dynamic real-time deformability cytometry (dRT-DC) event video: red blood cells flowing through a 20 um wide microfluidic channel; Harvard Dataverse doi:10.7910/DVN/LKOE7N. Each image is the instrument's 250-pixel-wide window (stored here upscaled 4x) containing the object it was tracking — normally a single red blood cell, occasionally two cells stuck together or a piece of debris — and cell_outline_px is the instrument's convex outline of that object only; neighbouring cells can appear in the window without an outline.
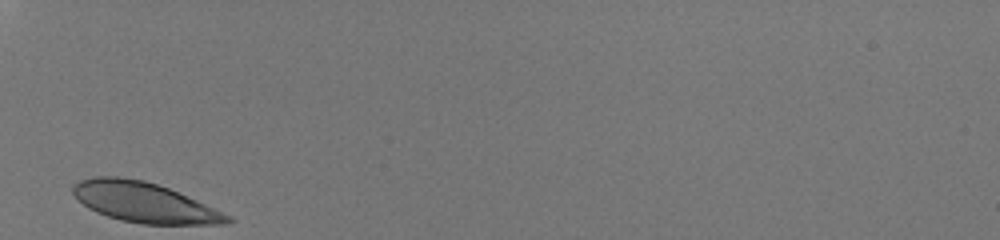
{"species": "human", "species_latin": "Homo sapiens", "temperature_condition": "room temperature", "stored_images_in_passage": 26, "camera_frame_rate_fps": 3000, "um_per_image_px": 0.085, "donor": {"sex": "male"}, "frame": {"image": 1, "passage_image": 1, "time_ms": 0.0, "image_size_px": [1000, 240], "cell_outline_px": [[236, 220], [224, 224], [140, 224], [120, 220], [96, 212], [88, 208], [72, 192], [72, 184], [80, 180], [92, 176], [116, 176], [144, 180], [168, 188], [196, 200], [232, 216]], "centroid_in_image_um": [12.25, 17.2], "position_along_channel_um": 72.8, "area_um2": 35.95}}
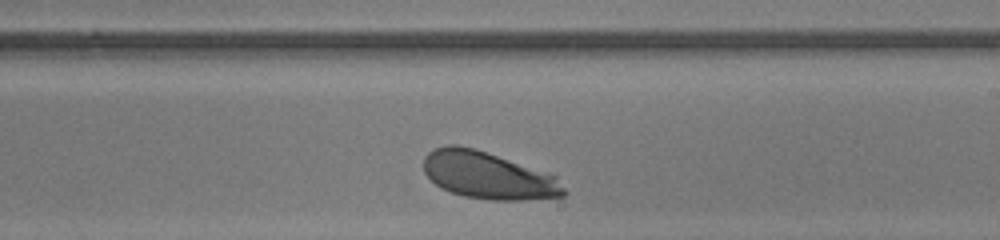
{"frame": {"image": 2, "passage_image": 15, "time_ms": 4.667, "image_size_px": [1000, 240], "cell_outline_px": [[568, 192], [564, 196], [524, 200], [488, 200], [464, 196], [440, 188], [424, 172], [424, 156], [428, 152], [436, 148], [448, 144], [456, 144], [472, 148], [556, 176]], "centroid_in_image_um": [41.47, 14.93], "position_along_channel_um": 247.5, "area_um2": 38.03}}
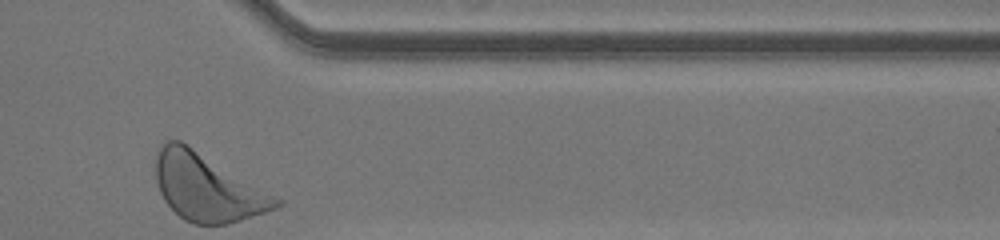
{"frame": {"image": 3, "passage_image": 26, "time_ms": 8.333, "image_size_px": [1000, 240], "cell_outline_px": [[284, 204], [276, 208], [228, 224], [192, 224], [184, 220], [164, 200], [160, 192], [156, 180], [156, 156], [160, 148], [168, 140], [180, 140], [188, 144], [284, 200]], "centroid_in_image_um": [17.64, 15.93], "position_along_channel_um": 393.8, "area_um2": 46.93}, "authors_computed_cell_mechanics": {"area_um2": 38.5237, "velocity_mm_per_s": 4.0273, "shape_relaxation_time_tau1_ms": 1.7325, "shape_relaxation_time_tau2_ms": 7.1155, "deformation_change_tau1": 0.1106, "deformation_change_tau2": 0.1856}}